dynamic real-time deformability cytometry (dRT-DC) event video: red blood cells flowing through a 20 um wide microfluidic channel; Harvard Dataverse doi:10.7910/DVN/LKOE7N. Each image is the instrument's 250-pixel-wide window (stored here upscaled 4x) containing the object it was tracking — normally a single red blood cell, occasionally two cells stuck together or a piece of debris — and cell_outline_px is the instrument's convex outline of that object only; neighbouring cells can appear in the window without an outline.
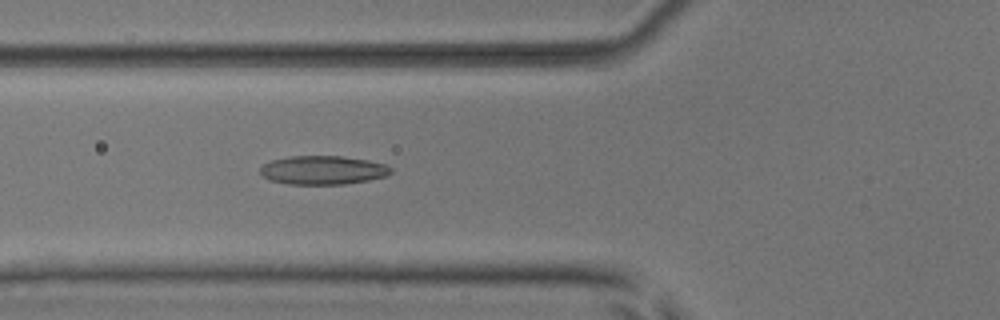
{"species": "common noctule bat (a hibernating species)", "species_latin": "Nyctalus noctula", "temperature_condition": "room temperature", "stored_images_in_passage": 6, "camera_frame_rate_fps": 3000, "um_per_image_px": 0.085, "animal": {"sex": "male", "body_mass_g": 17.9, "forearm_length_mm": 54.2}, "frame": {"image": 1, "passage_image": 6, "time_ms": 5.667, "image_size_px": [1000, 320], "cell_outline_px": [[392, 172], [388, 176], [368, 180], [344, 184], [288, 184], [268, 180], [260, 172], [260, 168], [264, 164], [272, 160], [288, 156], [340, 156], [368, 160], [388, 164], [392, 168]], "centroid_in_image_um": [27.48, 14.46], "position_along_channel_um": 98.3, "area_um2": 22.02}}